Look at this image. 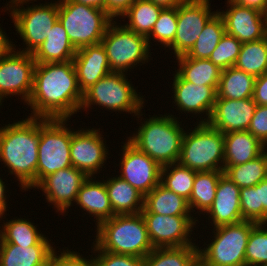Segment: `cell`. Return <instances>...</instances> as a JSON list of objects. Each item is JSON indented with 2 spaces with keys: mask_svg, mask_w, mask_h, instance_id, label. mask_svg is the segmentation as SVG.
<instances>
[{
  "mask_svg": "<svg viewBox=\"0 0 267 266\" xmlns=\"http://www.w3.org/2000/svg\"><path fill=\"white\" fill-rule=\"evenodd\" d=\"M82 100L73 61L36 63L33 87L26 103L31 110L30 117L70 120L80 112Z\"/></svg>",
  "mask_w": 267,
  "mask_h": 266,
  "instance_id": "1",
  "label": "cell"
},
{
  "mask_svg": "<svg viewBox=\"0 0 267 266\" xmlns=\"http://www.w3.org/2000/svg\"><path fill=\"white\" fill-rule=\"evenodd\" d=\"M40 139V118L30 117L0 127V162L21 187L35 190Z\"/></svg>",
  "mask_w": 267,
  "mask_h": 266,
  "instance_id": "2",
  "label": "cell"
},
{
  "mask_svg": "<svg viewBox=\"0 0 267 266\" xmlns=\"http://www.w3.org/2000/svg\"><path fill=\"white\" fill-rule=\"evenodd\" d=\"M142 115L141 111L136 115L141 123L138 130L126 138L161 166L178 163L185 133L178 117L166 113L143 122Z\"/></svg>",
  "mask_w": 267,
  "mask_h": 266,
  "instance_id": "3",
  "label": "cell"
},
{
  "mask_svg": "<svg viewBox=\"0 0 267 266\" xmlns=\"http://www.w3.org/2000/svg\"><path fill=\"white\" fill-rule=\"evenodd\" d=\"M95 230L94 242L102 251L145 258L154 249L141 213L114 215Z\"/></svg>",
  "mask_w": 267,
  "mask_h": 266,
  "instance_id": "4",
  "label": "cell"
},
{
  "mask_svg": "<svg viewBox=\"0 0 267 266\" xmlns=\"http://www.w3.org/2000/svg\"><path fill=\"white\" fill-rule=\"evenodd\" d=\"M197 123L184 133L178 163L197 172L223 171L224 134L207 122Z\"/></svg>",
  "mask_w": 267,
  "mask_h": 266,
  "instance_id": "5",
  "label": "cell"
},
{
  "mask_svg": "<svg viewBox=\"0 0 267 266\" xmlns=\"http://www.w3.org/2000/svg\"><path fill=\"white\" fill-rule=\"evenodd\" d=\"M58 20L76 48L100 44L113 19L104 9L58 0Z\"/></svg>",
  "mask_w": 267,
  "mask_h": 266,
  "instance_id": "6",
  "label": "cell"
},
{
  "mask_svg": "<svg viewBox=\"0 0 267 266\" xmlns=\"http://www.w3.org/2000/svg\"><path fill=\"white\" fill-rule=\"evenodd\" d=\"M126 75L128 74L111 72L92 85L83 93L80 111H87V108L96 105L102 106L101 109L105 107L107 111H121L136 116L142 111L145 99L136 92L137 88H134Z\"/></svg>",
  "mask_w": 267,
  "mask_h": 266,
  "instance_id": "7",
  "label": "cell"
},
{
  "mask_svg": "<svg viewBox=\"0 0 267 266\" xmlns=\"http://www.w3.org/2000/svg\"><path fill=\"white\" fill-rule=\"evenodd\" d=\"M30 1L37 0H10L4 11L10 12L9 17L13 20L16 34L20 35L26 45V48L19 51L32 54L46 40L58 20V1L28 6ZM24 4L27 5L26 8Z\"/></svg>",
  "mask_w": 267,
  "mask_h": 266,
  "instance_id": "8",
  "label": "cell"
},
{
  "mask_svg": "<svg viewBox=\"0 0 267 266\" xmlns=\"http://www.w3.org/2000/svg\"><path fill=\"white\" fill-rule=\"evenodd\" d=\"M256 224L243 220L214 227L212 242L206 248H198V257L206 266H245L248 238Z\"/></svg>",
  "mask_w": 267,
  "mask_h": 266,
  "instance_id": "9",
  "label": "cell"
},
{
  "mask_svg": "<svg viewBox=\"0 0 267 266\" xmlns=\"http://www.w3.org/2000/svg\"><path fill=\"white\" fill-rule=\"evenodd\" d=\"M117 24L113 20L108 25L100 43L106 51L111 72L126 74L128 70L139 66V63L141 66L148 63L151 50L146 36Z\"/></svg>",
  "mask_w": 267,
  "mask_h": 266,
  "instance_id": "10",
  "label": "cell"
},
{
  "mask_svg": "<svg viewBox=\"0 0 267 266\" xmlns=\"http://www.w3.org/2000/svg\"><path fill=\"white\" fill-rule=\"evenodd\" d=\"M67 121L68 119L40 118L36 186L48 175L72 166L70 158L72 130L67 127Z\"/></svg>",
  "mask_w": 267,
  "mask_h": 266,
  "instance_id": "11",
  "label": "cell"
},
{
  "mask_svg": "<svg viewBox=\"0 0 267 266\" xmlns=\"http://www.w3.org/2000/svg\"><path fill=\"white\" fill-rule=\"evenodd\" d=\"M12 49L0 59V102L4 98L18 95L27 103L32 87L36 61L31 53Z\"/></svg>",
  "mask_w": 267,
  "mask_h": 266,
  "instance_id": "12",
  "label": "cell"
},
{
  "mask_svg": "<svg viewBox=\"0 0 267 266\" xmlns=\"http://www.w3.org/2000/svg\"><path fill=\"white\" fill-rule=\"evenodd\" d=\"M210 0H187L177 7V31L173 43L174 57L186 54L202 33L206 23L217 13L211 12Z\"/></svg>",
  "mask_w": 267,
  "mask_h": 266,
  "instance_id": "13",
  "label": "cell"
},
{
  "mask_svg": "<svg viewBox=\"0 0 267 266\" xmlns=\"http://www.w3.org/2000/svg\"><path fill=\"white\" fill-rule=\"evenodd\" d=\"M119 177L144 196L160 184L162 166L140 151L128 139L121 146Z\"/></svg>",
  "mask_w": 267,
  "mask_h": 266,
  "instance_id": "14",
  "label": "cell"
},
{
  "mask_svg": "<svg viewBox=\"0 0 267 266\" xmlns=\"http://www.w3.org/2000/svg\"><path fill=\"white\" fill-rule=\"evenodd\" d=\"M154 248L195 245L190 237L199 223L193 216H169L141 213ZM197 221V223H196ZM193 229V230H192ZM190 237V238H189Z\"/></svg>",
  "mask_w": 267,
  "mask_h": 266,
  "instance_id": "15",
  "label": "cell"
},
{
  "mask_svg": "<svg viewBox=\"0 0 267 266\" xmlns=\"http://www.w3.org/2000/svg\"><path fill=\"white\" fill-rule=\"evenodd\" d=\"M99 130L100 128L72 130L71 164L76 169L81 170L87 177H94L98 174L109 158L106 141H104L103 134Z\"/></svg>",
  "mask_w": 267,
  "mask_h": 266,
  "instance_id": "16",
  "label": "cell"
},
{
  "mask_svg": "<svg viewBox=\"0 0 267 266\" xmlns=\"http://www.w3.org/2000/svg\"><path fill=\"white\" fill-rule=\"evenodd\" d=\"M226 11H217L222 17L225 33L241 43L256 41L267 36V14L227 0Z\"/></svg>",
  "mask_w": 267,
  "mask_h": 266,
  "instance_id": "17",
  "label": "cell"
},
{
  "mask_svg": "<svg viewBox=\"0 0 267 266\" xmlns=\"http://www.w3.org/2000/svg\"><path fill=\"white\" fill-rule=\"evenodd\" d=\"M88 177L71 166L45 177L35 188L43 191L48 204L61 215L73 206L81 185ZM73 201V202H72Z\"/></svg>",
  "mask_w": 267,
  "mask_h": 266,
  "instance_id": "18",
  "label": "cell"
},
{
  "mask_svg": "<svg viewBox=\"0 0 267 266\" xmlns=\"http://www.w3.org/2000/svg\"><path fill=\"white\" fill-rule=\"evenodd\" d=\"M173 76L172 99L177 109L181 113L193 114L192 117L201 114L199 122H207L216 102V89L212 86L195 85L192 82L185 81L177 73ZM202 113H205V118Z\"/></svg>",
  "mask_w": 267,
  "mask_h": 266,
  "instance_id": "19",
  "label": "cell"
},
{
  "mask_svg": "<svg viewBox=\"0 0 267 266\" xmlns=\"http://www.w3.org/2000/svg\"><path fill=\"white\" fill-rule=\"evenodd\" d=\"M256 106L252 98L216 99L207 123L223 134L247 131Z\"/></svg>",
  "mask_w": 267,
  "mask_h": 266,
  "instance_id": "20",
  "label": "cell"
},
{
  "mask_svg": "<svg viewBox=\"0 0 267 266\" xmlns=\"http://www.w3.org/2000/svg\"><path fill=\"white\" fill-rule=\"evenodd\" d=\"M72 61L82 93L111 73L106 51L101 43L77 49Z\"/></svg>",
  "mask_w": 267,
  "mask_h": 266,
  "instance_id": "21",
  "label": "cell"
},
{
  "mask_svg": "<svg viewBox=\"0 0 267 266\" xmlns=\"http://www.w3.org/2000/svg\"><path fill=\"white\" fill-rule=\"evenodd\" d=\"M213 227L243 221L240 209V188L224 174L218 181L216 196L205 213Z\"/></svg>",
  "mask_w": 267,
  "mask_h": 266,
  "instance_id": "22",
  "label": "cell"
},
{
  "mask_svg": "<svg viewBox=\"0 0 267 266\" xmlns=\"http://www.w3.org/2000/svg\"><path fill=\"white\" fill-rule=\"evenodd\" d=\"M44 236L36 245L0 244V266H48L56 249Z\"/></svg>",
  "mask_w": 267,
  "mask_h": 266,
  "instance_id": "23",
  "label": "cell"
},
{
  "mask_svg": "<svg viewBox=\"0 0 267 266\" xmlns=\"http://www.w3.org/2000/svg\"><path fill=\"white\" fill-rule=\"evenodd\" d=\"M94 178V179H93ZM88 177L80 187L75 204L92 215L98 226L102 221L113 216V209L110 204L105 180L98 181L94 177Z\"/></svg>",
  "mask_w": 267,
  "mask_h": 266,
  "instance_id": "24",
  "label": "cell"
},
{
  "mask_svg": "<svg viewBox=\"0 0 267 266\" xmlns=\"http://www.w3.org/2000/svg\"><path fill=\"white\" fill-rule=\"evenodd\" d=\"M224 167L243 164L261 155L267 148L249 131L224 134Z\"/></svg>",
  "mask_w": 267,
  "mask_h": 266,
  "instance_id": "25",
  "label": "cell"
},
{
  "mask_svg": "<svg viewBox=\"0 0 267 266\" xmlns=\"http://www.w3.org/2000/svg\"><path fill=\"white\" fill-rule=\"evenodd\" d=\"M77 49L59 20L55 22L46 40L32 53L36 63H57L72 61Z\"/></svg>",
  "mask_w": 267,
  "mask_h": 266,
  "instance_id": "26",
  "label": "cell"
},
{
  "mask_svg": "<svg viewBox=\"0 0 267 266\" xmlns=\"http://www.w3.org/2000/svg\"><path fill=\"white\" fill-rule=\"evenodd\" d=\"M111 207L114 215L141 213L144 206V195L118 175L105 180Z\"/></svg>",
  "mask_w": 267,
  "mask_h": 266,
  "instance_id": "27",
  "label": "cell"
},
{
  "mask_svg": "<svg viewBox=\"0 0 267 266\" xmlns=\"http://www.w3.org/2000/svg\"><path fill=\"white\" fill-rule=\"evenodd\" d=\"M141 213H154L169 216H192L188 200L158 184L144 196Z\"/></svg>",
  "mask_w": 267,
  "mask_h": 266,
  "instance_id": "28",
  "label": "cell"
},
{
  "mask_svg": "<svg viewBox=\"0 0 267 266\" xmlns=\"http://www.w3.org/2000/svg\"><path fill=\"white\" fill-rule=\"evenodd\" d=\"M175 58L179 63V69L175 72L183 80L195 85L212 86L217 90L222 70L209 59L190 58L185 54Z\"/></svg>",
  "mask_w": 267,
  "mask_h": 266,
  "instance_id": "29",
  "label": "cell"
},
{
  "mask_svg": "<svg viewBox=\"0 0 267 266\" xmlns=\"http://www.w3.org/2000/svg\"><path fill=\"white\" fill-rule=\"evenodd\" d=\"M256 77L236 67L221 71L216 99H247L252 98Z\"/></svg>",
  "mask_w": 267,
  "mask_h": 266,
  "instance_id": "30",
  "label": "cell"
},
{
  "mask_svg": "<svg viewBox=\"0 0 267 266\" xmlns=\"http://www.w3.org/2000/svg\"><path fill=\"white\" fill-rule=\"evenodd\" d=\"M223 174V171L196 172L191 196L188 200L191 213L198 209L199 211L197 210L196 213L204 212L202 215H205L215 199L218 181Z\"/></svg>",
  "mask_w": 267,
  "mask_h": 266,
  "instance_id": "31",
  "label": "cell"
},
{
  "mask_svg": "<svg viewBox=\"0 0 267 266\" xmlns=\"http://www.w3.org/2000/svg\"><path fill=\"white\" fill-rule=\"evenodd\" d=\"M223 172L240 189L257 185L267 178V148L257 158L243 164L224 167Z\"/></svg>",
  "mask_w": 267,
  "mask_h": 266,
  "instance_id": "32",
  "label": "cell"
},
{
  "mask_svg": "<svg viewBox=\"0 0 267 266\" xmlns=\"http://www.w3.org/2000/svg\"><path fill=\"white\" fill-rule=\"evenodd\" d=\"M234 67L255 77L267 72V36L242 43Z\"/></svg>",
  "mask_w": 267,
  "mask_h": 266,
  "instance_id": "33",
  "label": "cell"
},
{
  "mask_svg": "<svg viewBox=\"0 0 267 266\" xmlns=\"http://www.w3.org/2000/svg\"><path fill=\"white\" fill-rule=\"evenodd\" d=\"M163 8L149 0H136L122 15L128 22L124 26L137 34L148 36Z\"/></svg>",
  "mask_w": 267,
  "mask_h": 266,
  "instance_id": "34",
  "label": "cell"
},
{
  "mask_svg": "<svg viewBox=\"0 0 267 266\" xmlns=\"http://www.w3.org/2000/svg\"><path fill=\"white\" fill-rule=\"evenodd\" d=\"M198 248V244L154 248L144 258V266H189L198 257Z\"/></svg>",
  "mask_w": 267,
  "mask_h": 266,
  "instance_id": "35",
  "label": "cell"
},
{
  "mask_svg": "<svg viewBox=\"0 0 267 266\" xmlns=\"http://www.w3.org/2000/svg\"><path fill=\"white\" fill-rule=\"evenodd\" d=\"M2 223L0 244L33 246L45 236L29 219L14 218Z\"/></svg>",
  "mask_w": 267,
  "mask_h": 266,
  "instance_id": "36",
  "label": "cell"
},
{
  "mask_svg": "<svg viewBox=\"0 0 267 266\" xmlns=\"http://www.w3.org/2000/svg\"><path fill=\"white\" fill-rule=\"evenodd\" d=\"M225 34L222 17L217 12L204 26L192 48L185 54L190 58L209 59L221 37Z\"/></svg>",
  "mask_w": 267,
  "mask_h": 266,
  "instance_id": "37",
  "label": "cell"
},
{
  "mask_svg": "<svg viewBox=\"0 0 267 266\" xmlns=\"http://www.w3.org/2000/svg\"><path fill=\"white\" fill-rule=\"evenodd\" d=\"M196 172L179 163L167 164L162 166L160 184L189 200Z\"/></svg>",
  "mask_w": 267,
  "mask_h": 266,
  "instance_id": "38",
  "label": "cell"
},
{
  "mask_svg": "<svg viewBox=\"0 0 267 266\" xmlns=\"http://www.w3.org/2000/svg\"><path fill=\"white\" fill-rule=\"evenodd\" d=\"M177 31V7L162 9L151 33L147 36L149 47L152 39L166 49L173 43ZM152 37V38H151Z\"/></svg>",
  "mask_w": 267,
  "mask_h": 266,
  "instance_id": "39",
  "label": "cell"
},
{
  "mask_svg": "<svg viewBox=\"0 0 267 266\" xmlns=\"http://www.w3.org/2000/svg\"><path fill=\"white\" fill-rule=\"evenodd\" d=\"M266 228V223H257L252 228L245 250V266L267 265Z\"/></svg>",
  "mask_w": 267,
  "mask_h": 266,
  "instance_id": "40",
  "label": "cell"
},
{
  "mask_svg": "<svg viewBox=\"0 0 267 266\" xmlns=\"http://www.w3.org/2000/svg\"><path fill=\"white\" fill-rule=\"evenodd\" d=\"M241 45L242 43L237 38L225 33L211 53L209 60L221 70L233 67L239 56Z\"/></svg>",
  "mask_w": 267,
  "mask_h": 266,
  "instance_id": "41",
  "label": "cell"
},
{
  "mask_svg": "<svg viewBox=\"0 0 267 266\" xmlns=\"http://www.w3.org/2000/svg\"><path fill=\"white\" fill-rule=\"evenodd\" d=\"M240 209L243 220L263 223V205H260L259 183L240 189Z\"/></svg>",
  "mask_w": 267,
  "mask_h": 266,
  "instance_id": "42",
  "label": "cell"
},
{
  "mask_svg": "<svg viewBox=\"0 0 267 266\" xmlns=\"http://www.w3.org/2000/svg\"><path fill=\"white\" fill-rule=\"evenodd\" d=\"M92 248L96 266H144V258L102 251L94 242Z\"/></svg>",
  "mask_w": 267,
  "mask_h": 266,
  "instance_id": "43",
  "label": "cell"
},
{
  "mask_svg": "<svg viewBox=\"0 0 267 266\" xmlns=\"http://www.w3.org/2000/svg\"><path fill=\"white\" fill-rule=\"evenodd\" d=\"M61 251L60 254L56 250L53 251L48 266H96L93 254L90 259H86L79 252L68 250Z\"/></svg>",
  "mask_w": 267,
  "mask_h": 266,
  "instance_id": "44",
  "label": "cell"
},
{
  "mask_svg": "<svg viewBox=\"0 0 267 266\" xmlns=\"http://www.w3.org/2000/svg\"><path fill=\"white\" fill-rule=\"evenodd\" d=\"M247 131L267 147V106H256Z\"/></svg>",
  "mask_w": 267,
  "mask_h": 266,
  "instance_id": "45",
  "label": "cell"
},
{
  "mask_svg": "<svg viewBox=\"0 0 267 266\" xmlns=\"http://www.w3.org/2000/svg\"><path fill=\"white\" fill-rule=\"evenodd\" d=\"M136 0H106L105 11L115 20L120 18Z\"/></svg>",
  "mask_w": 267,
  "mask_h": 266,
  "instance_id": "46",
  "label": "cell"
},
{
  "mask_svg": "<svg viewBox=\"0 0 267 266\" xmlns=\"http://www.w3.org/2000/svg\"><path fill=\"white\" fill-rule=\"evenodd\" d=\"M252 99L257 105L267 106V72L256 77Z\"/></svg>",
  "mask_w": 267,
  "mask_h": 266,
  "instance_id": "47",
  "label": "cell"
},
{
  "mask_svg": "<svg viewBox=\"0 0 267 266\" xmlns=\"http://www.w3.org/2000/svg\"><path fill=\"white\" fill-rule=\"evenodd\" d=\"M238 5L258 9L267 14V0H231Z\"/></svg>",
  "mask_w": 267,
  "mask_h": 266,
  "instance_id": "48",
  "label": "cell"
},
{
  "mask_svg": "<svg viewBox=\"0 0 267 266\" xmlns=\"http://www.w3.org/2000/svg\"><path fill=\"white\" fill-rule=\"evenodd\" d=\"M260 205H263V223L267 224V178L259 182Z\"/></svg>",
  "mask_w": 267,
  "mask_h": 266,
  "instance_id": "49",
  "label": "cell"
},
{
  "mask_svg": "<svg viewBox=\"0 0 267 266\" xmlns=\"http://www.w3.org/2000/svg\"><path fill=\"white\" fill-rule=\"evenodd\" d=\"M14 42L9 40L3 28L0 27V59L5 57L12 49H14Z\"/></svg>",
  "mask_w": 267,
  "mask_h": 266,
  "instance_id": "50",
  "label": "cell"
},
{
  "mask_svg": "<svg viewBox=\"0 0 267 266\" xmlns=\"http://www.w3.org/2000/svg\"><path fill=\"white\" fill-rule=\"evenodd\" d=\"M6 185L7 184H5V182H3V180H2V178L0 177V210L4 213V214H6L5 212H7V199L6 198H8V197H6L7 196V190H6Z\"/></svg>",
  "mask_w": 267,
  "mask_h": 266,
  "instance_id": "51",
  "label": "cell"
},
{
  "mask_svg": "<svg viewBox=\"0 0 267 266\" xmlns=\"http://www.w3.org/2000/svg\"><path fill=\"white\" fill-rule=\"evenodd\" d=\"M149 1L165 9V8L178 7L179 5H181L183 2L187 0H149Z\"/></svg>",
  "mask_w": 267,
  "mask_h": 266,
  "instance_id": "52",
  "label": "cell"
},
{
  "mask_svg": "<svg viewBox=\"0 0 267 266\" xmlns=\"http://www.w3.org/2000/svg\"><path fill=\"white\" fill-rule=\"evenodd\" d=\"M105 10L106 0H69Z\"/></svg>",
  "mask_w": 267,
  "mask_h": 266,
  "instance_id": "53",
  "label": "cell"
},
{
  "mask_svg": "<svg viewBox=\"0 0 267 266\" xmlns=\"http://www.w3.org/2000/svg\"><path fill=\"white\" fill-rule=\"evenodd\" d=\"M189 266H206V265L199 257H197Z\"/></svg>",
  "mask_w": 267,
  "mask_h": 266,
  "instance_id": "54",
  "label": "cell"
},
{
  "mask_svg": "<svg viewBox=\"0 0 267 266\" xmlns=\"http://www.w3.org/2000/svg\"><path fill=\"white\" fill-rule=\"evenodd\" d=\"M4 215V213L0 210V218L2 219L3 217L5 218V215ZM1 219H0V221H1ZM0 228H1V226H0Z\"/></svg>",
  "mask_w": 267,
  "mask_h": 266,
  "instance_id": "55",
  "label": "cell"
}]
</instances>
